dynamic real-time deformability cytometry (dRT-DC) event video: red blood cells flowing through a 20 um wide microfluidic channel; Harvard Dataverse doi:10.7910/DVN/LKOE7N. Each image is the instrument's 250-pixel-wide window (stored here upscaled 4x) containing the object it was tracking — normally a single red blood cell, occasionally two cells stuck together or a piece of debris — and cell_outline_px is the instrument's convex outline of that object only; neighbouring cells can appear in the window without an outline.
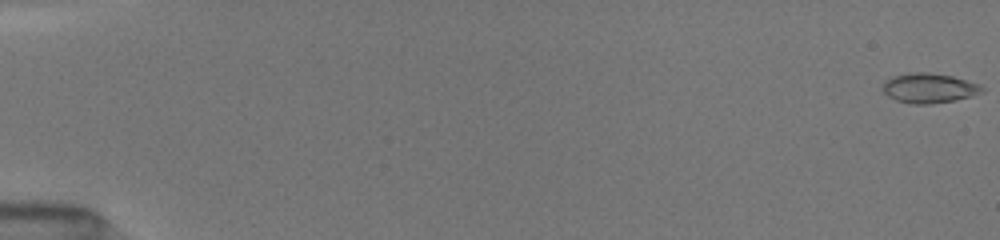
{"species": "common noctule bat (a hibernating species)", "species_latin": "Nyctalus noctula", "temperature_condition": "room temperature", "stored_images_in_passage": 15, "camera_frame_rate_fps": 3000, "um_per_image_px": 0.085, "animal": {"sex": "female", "body_mass_g": 19.5, "forearm_length_mm": 54.1}, "frame": {"image": 1, "passage_image": 1, "time_ms": 0.0, "image_size_px": [1000, 240], "cell_outline_px": [[984, 92], [972, 96], [956, 100], [928, 104], [912, 104], [896, 100], [888, 96], [880, 88], [884, 80], [892, 76], [912, 72], [928, 72], [952, 76], [980, 84], [984, 88]], "centroid_in_image_um": [78.95, 7.48], "position_along_channel_um": 6.0, "area_um2": 17.46}}
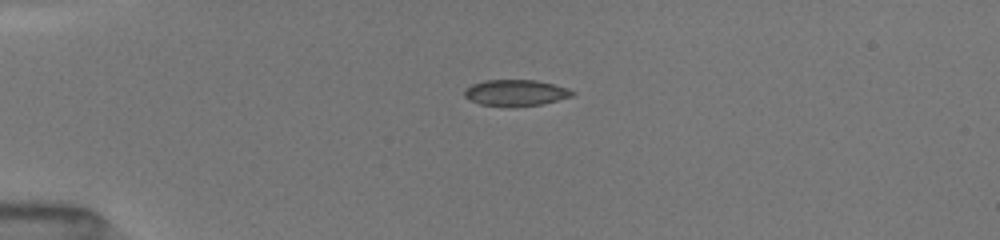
{"frame": {"image": 2, "passage_image": 11, "time_ms": 4.333, "image_size_px": [1000, 240], "cell_outline_px": [[576, 92], [572, 96], [540, 104], [512, 108], [508, 108], [480, 104], [464, 96], [464, 88], [472, 84], [484, 80], [536, 80], [568, 88]], "centroid_in_image_um": [43.8, 7.9], "position_along_channel_um": 41.2, "area_um2": 16.65}}
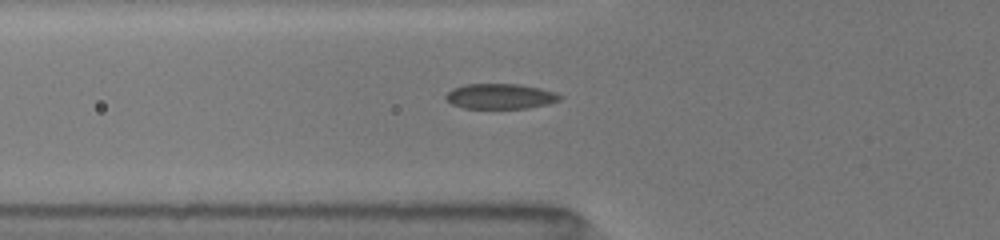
{"frame": {"image": 3, "passage_image": 15, "time_ms": 6.333, "image_size_px": [1000, 240], "cell_outline_px": [[564, 96], [560, 100], [548, 104], [528, 108], [464, 108], [452, 104], [444, 96], [452, 88], [464, 84], [520, 84], [540, 88], [556, 92]], "centroid_in_image_um": [42.55, 8.18], "position_along_channel_um": 83.2, "area_um2": 16.88}}